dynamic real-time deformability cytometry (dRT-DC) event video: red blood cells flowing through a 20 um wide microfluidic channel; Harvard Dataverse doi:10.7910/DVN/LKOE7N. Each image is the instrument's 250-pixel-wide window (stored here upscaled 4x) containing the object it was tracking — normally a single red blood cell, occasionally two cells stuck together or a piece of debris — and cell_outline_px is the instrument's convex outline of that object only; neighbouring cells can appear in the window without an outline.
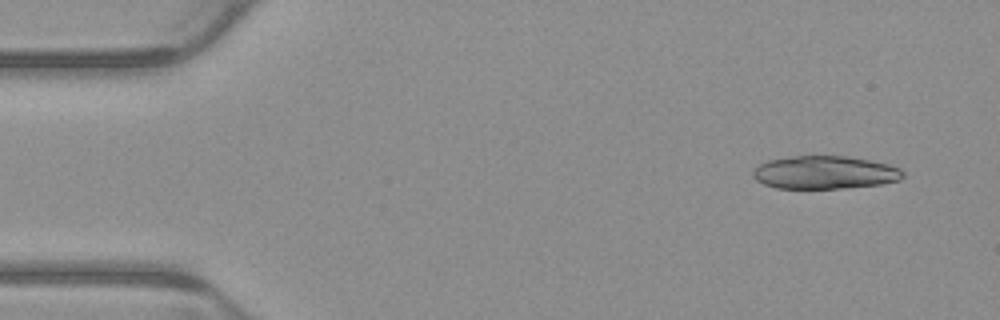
{"species": "common noctule bat (a hibernating species)", "species_latin": "Nyctalus noctula", "temperature_condition": "warm", "stored_images_in_passage": 5, "camera_frame_rate_fps": 3000, "um_per_image_px": 0.085, "animal": {"sex": "male", "body_mass_g": 23.1, "forearm_length_mm": 52.7}, "frame": {"image": 1, "passage_image": 2, "time_ms": 0.333, "image_size_px": [1000, 320], "cell_outline_px": [[904, 176], [900, 180], [880, 184], [844, 188], [776, 188], [764, 184], [756, 180], [752, 176], [752, 172], [760, 164], [768, 160], [792, 156], [848, 156], [872, 160], [888, 164], [900, 168], [904, 172]], "centroid_in_image_um": [70.12, 14.65], "position_along_channel_um": 14.9, "area_um2": 28.96}}